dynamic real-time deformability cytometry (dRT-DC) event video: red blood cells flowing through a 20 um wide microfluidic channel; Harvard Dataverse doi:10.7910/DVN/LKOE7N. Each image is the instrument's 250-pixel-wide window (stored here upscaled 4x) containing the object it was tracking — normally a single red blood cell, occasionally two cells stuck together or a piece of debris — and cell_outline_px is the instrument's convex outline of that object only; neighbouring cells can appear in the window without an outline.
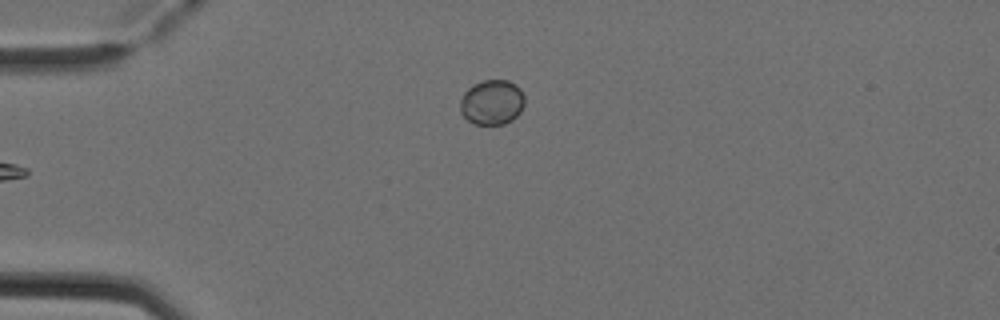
{"species": "Egyptian fruit bat (a non-hibernating species)", "species_latin": "Rousettus aegyptiacus", "temperature_condition": "cold", "stored_images_in_passage": 5, "camera_frame_rate_fps": 3000, "um_per_image_px": 0.085, "animal": {"sex": "female"}, "frame": {"image": 1, "passage_image": 1, "time_ms": 0.0, "image_size_px": [1000, 320], "cell_outline_px": [[524, 104], [520, 112], [512, 120], [504, 124], [472, 124], [460, 112], [460, 100], [464, 92], [472, 84], [484, 80], [508, 80], [516, 84], [520, 88], [524, 96]], "centroid_in_image_um": [41.81, 8.68], "position_along_channel_um": 43.2, "area_um2": 17.05}}
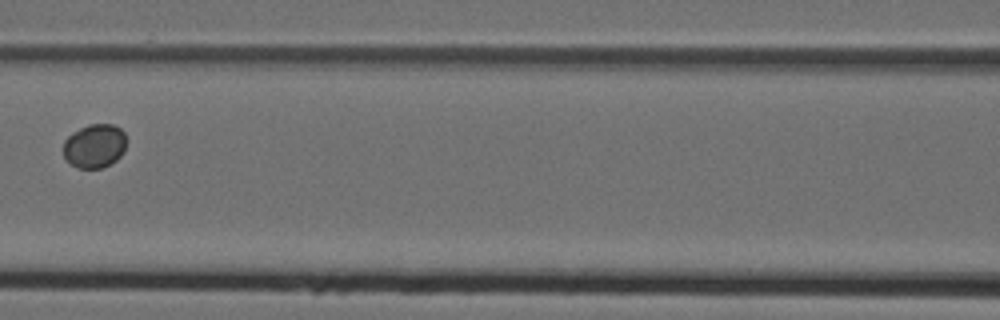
{"frame": {"image": 2, "passage_image": 4, "time_ms": 1.0, "image_size_px": [1000, 320], "cell_outline_px": [[128, 140], [124, 152], [116, 160], [100, 168], [76, 168], [64, 156], [64, 140], [72, 132], [88, 124], [112, 124], [120, 128], [124, 132]], "centroid_in_image_um": [8.07, 12.38], "position_along_channel_um": 158.5, "area_um2": 16.24}}
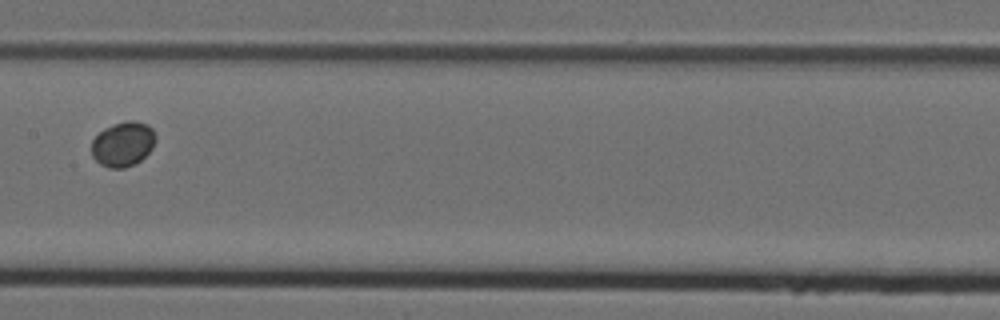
{"frame": {"image": 3, "passage_image": 5, "time_ms": 1.333, "image_size_px": [1000, 320], "cell_outline_px": [[156, 140], [152, 148], [136, 164], [124, 168], [108, 168], [100, 164], [92, 156], [92, 140], [104, 128], [112, 124], [128, 120], [136, 120], [148, 124], [152, 128], [156, 136]], "centroid_in_image_um": [10.46, 12.23], "position_along_channel_um": 196.9, "area_um2": 16.88}}